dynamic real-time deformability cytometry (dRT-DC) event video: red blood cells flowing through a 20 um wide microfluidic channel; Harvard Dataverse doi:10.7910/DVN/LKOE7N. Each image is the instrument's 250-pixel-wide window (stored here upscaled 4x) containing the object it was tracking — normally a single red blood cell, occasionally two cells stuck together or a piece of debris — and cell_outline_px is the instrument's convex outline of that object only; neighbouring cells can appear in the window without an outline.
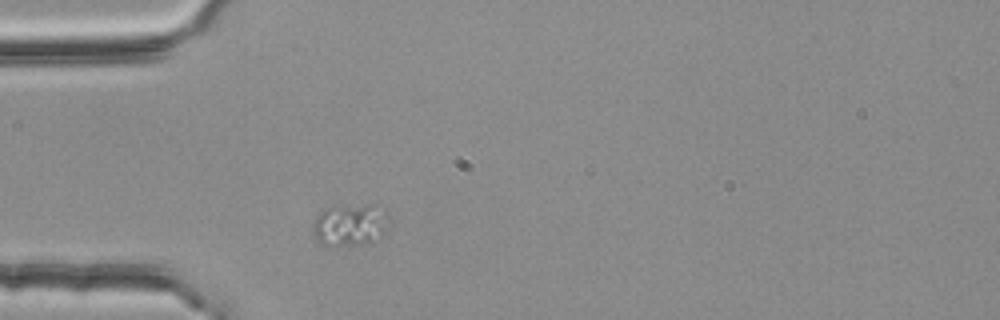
{"species": "common noctule bat (a hibernating species)", "species_latin": "Nyctalus noctula", "temperature_condition": "room temperature", "stored_images_in_passage": 1, "camera_frame_rate_fps": 3000, "um_per_image_px": 0.085, "animal": {"sex": "female", "body_mass_g": 25.1}, "frame": {"image": 1, "passage_image": 1, "time_ms": 0.0, "image_size_px": [1000, 320], "cell_outline_px": [[388, 220], [380, 232], [364, 244], [320, 244], [316, 240], [312, 232], [312, 224], [316, 216], [324, 208], [364, 204], [376, 204], [384, 208], [388, 212]], "centroid_in_image_um": [29.68, 19.05], "position_along_channel_um": 55.3, "area_um2": 18.15}}